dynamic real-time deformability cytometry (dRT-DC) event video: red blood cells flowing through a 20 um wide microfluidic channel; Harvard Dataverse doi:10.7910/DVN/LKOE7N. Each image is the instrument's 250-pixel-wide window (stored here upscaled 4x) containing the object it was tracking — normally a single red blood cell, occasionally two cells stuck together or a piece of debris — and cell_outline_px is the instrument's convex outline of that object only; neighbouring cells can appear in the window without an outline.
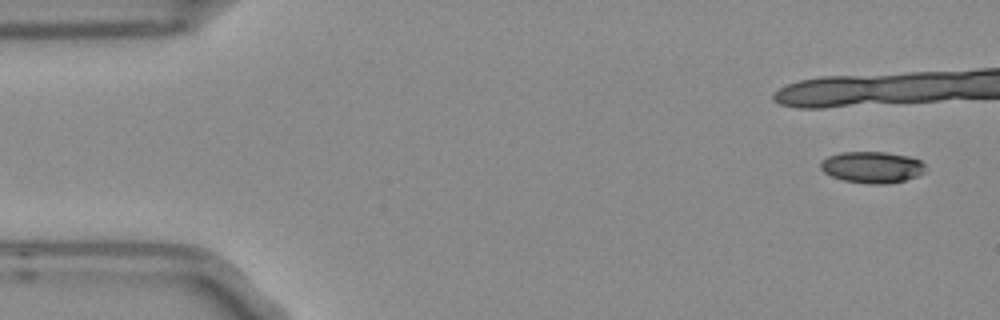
{"species": "Egyptian fruit bat (a non-hibernating species)", "species_latin": "Rousettus aegyptiacus", "temperature_condition": "room temperature", "stored_images_in_passage": 6, "camera_frame_rate_fps": 3000, "um_per_image_px": 0.085, "frame": {"image": 1, "passage_image": 1, "time_ms": 0.0, "image_size_px": [1000, 320], "cell_outline_px": [[924, 172], [916, 176], [904, 180], [888, 184], [868, 184], [844, 180], [832, 176], [824, 172], [820, 168], [820, 164], [828, 156], [844, 152], [884, 152], [908, 156], [920, 160], [924, 164]], "centroid_in_image_um": [74.13, 14.22], "position_along_channel_um": 10.9, "area_um2": 19.02}}